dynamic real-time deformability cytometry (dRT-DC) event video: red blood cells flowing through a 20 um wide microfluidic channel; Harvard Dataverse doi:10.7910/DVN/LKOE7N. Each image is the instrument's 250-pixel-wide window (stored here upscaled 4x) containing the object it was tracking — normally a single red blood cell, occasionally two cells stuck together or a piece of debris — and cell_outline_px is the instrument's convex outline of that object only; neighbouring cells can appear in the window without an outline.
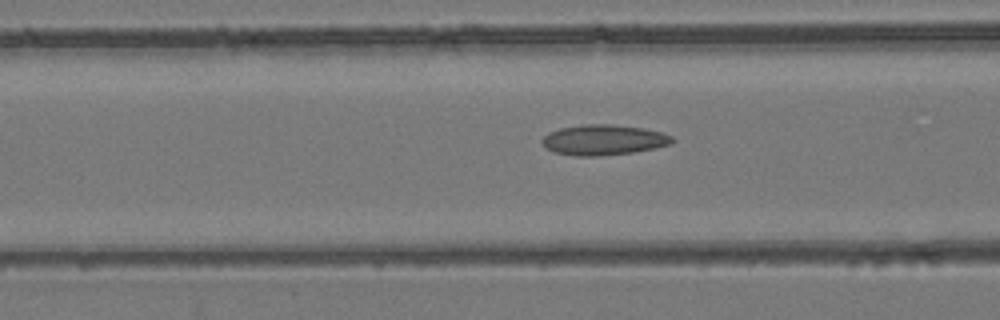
{"species": "common noctule bat (a hibernating species)", "species_latin": "Nyctalus noctula", "temperature_condition": "room temperature", "stored_images_in_passage": 50, "camera_frame_rate_fps": 3000, "um_per_image_px": 0.085, "animal": {"sex": "female", "body_mass_g": 24.6, "forearm_length_mm": 56.2}, "frame": {"image": 1, "passage_image": 22, "time_ms": 7.0, "image_size_px": [1000, 320], "cell_outline_px": [[676, 140], [672, 144], [632, 152], [596, 156], [576, 156], [556, 152], [548, 148], [540, 140], [548, 132], [560, 128], [580, 124], [608, 124], [644, 128], [660, 132], [672, 136]], "centroid_in_image_um": [51.31, 11.88], "position_along_channel_um": 115.3, "area_um2": 22.89}}
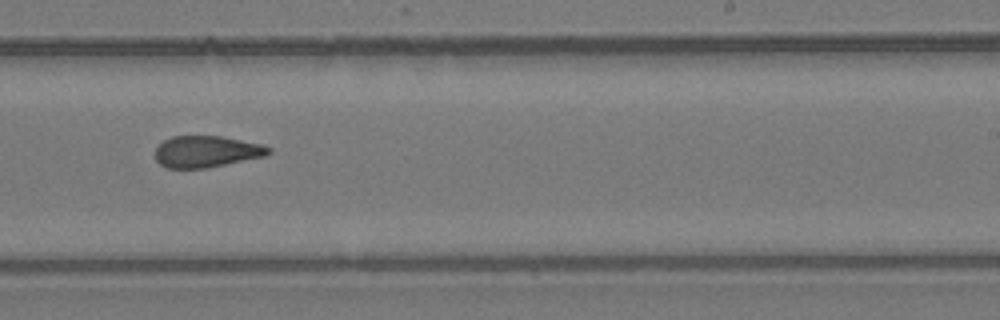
{"frame": {"image": 2, "passage_image": 34, "time_ms": 11.0, "image_size_px": [1000, 320], "cell_outline_px": [[272, 152], [264, 156], [208, 168], [168, 168], [160, 164], [156, 160], [156, 148], [164, 140], [172, 136], [220, 136], [260, 144], [272, 148]], "centroid_in_image_um": [17.55, 12.89], "position_along_channel_um": 271.5, "area_um2": 20.69}}
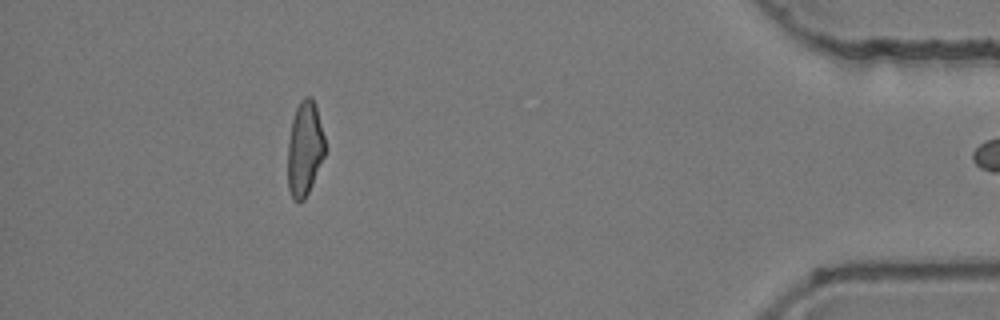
{"frame": {"image": 3, "passage_image": 49, "time_ms": 16.0, "image_size_px": [1000, 320], "cell_outline_px": [[328, 148], [312, 184], [304, 200], [292, 200], [288, 188], [288, 140], [292, 120], [296, 108], [300, 100], [304, 96], [312, 96], [316, 104]], "centroid_in_image_um": [25.92, 12.6], "position_along_channel_um": 409.3, "area_um2": 20.98}}